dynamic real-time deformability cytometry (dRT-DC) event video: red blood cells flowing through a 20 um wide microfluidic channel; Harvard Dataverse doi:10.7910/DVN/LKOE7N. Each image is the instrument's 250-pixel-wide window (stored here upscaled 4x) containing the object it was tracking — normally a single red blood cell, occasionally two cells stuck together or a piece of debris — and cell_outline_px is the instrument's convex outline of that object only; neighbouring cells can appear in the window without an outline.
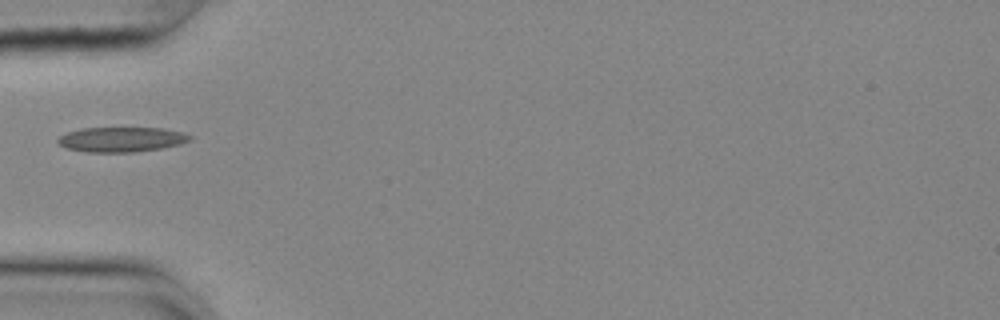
{"species": "common noctule bat (a hibernating species)", "species_latin": "Nyctalus noctula", "temperature_condition": "cold", "stored_images_in_passage": 32, "camera_frame_rate_fps": 3000, "um_per_image_px": 0.085, "animal": {"sex": "female", "body_mass_g": 25.1}, "frame": {"image": 1, "passage_image": 1, "time_ms": 0.0, "image_size_px": [1000, 320], "cell_outline_px": [[192, 140], [180, 144], [160, 148], [136, 152], [88, 152], [68, 148], [56, 144], [56, 140], [60, 136], [68, 132], [80, 128], [160, 128], [184, 132], [192, 136]], "centroid_in_image_um": [10.32, 11.85], "position_along_channel_um": 74.7, "area_um2": 19.19}}
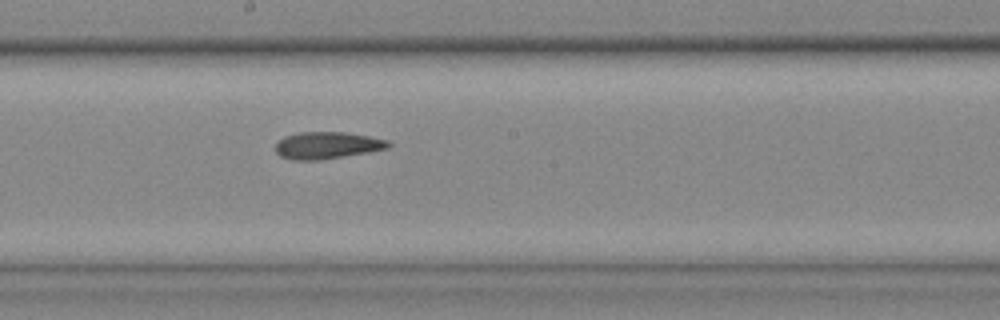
{"frame": {"image": 2, "passage_image": 13, "time_ms": 4.0, "image_size_px": [1000, 320], "cell_outline_px": [[392, 144], [388, 148], [368, 152], [320, 160], [292, 160], [280, 156], [276, 152], [276, 144], [284, 136], [296, 132], [344, 132], [368, 136], [388, 140]], "centroid_in_image_um": [27.79, 12.35], "position_along_channel_um": 220.4, "area_um2": 17.74}}
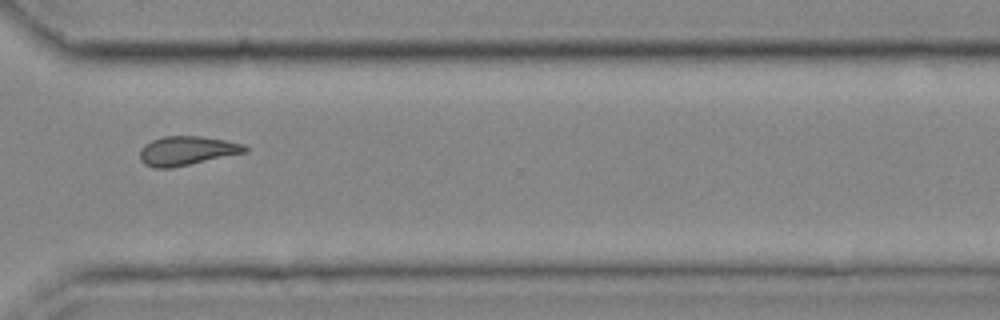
{"frame": {"image": 3, "passage_image": 24, "time_ms": 7.667, "image_size_px": [1000, 320], "cell_outline_px": [[248, 152], [172, 168], [152, 168], [144, 164], [140, 160], [140, 148], [144, 144], [160, 136], [200, 136], [224, 140], [244, 144], [248, 148]], "centroid_in_image_um": [15.86, 12.82], "position_along_channel_um": 354.7, "area_um2": 18.03}}